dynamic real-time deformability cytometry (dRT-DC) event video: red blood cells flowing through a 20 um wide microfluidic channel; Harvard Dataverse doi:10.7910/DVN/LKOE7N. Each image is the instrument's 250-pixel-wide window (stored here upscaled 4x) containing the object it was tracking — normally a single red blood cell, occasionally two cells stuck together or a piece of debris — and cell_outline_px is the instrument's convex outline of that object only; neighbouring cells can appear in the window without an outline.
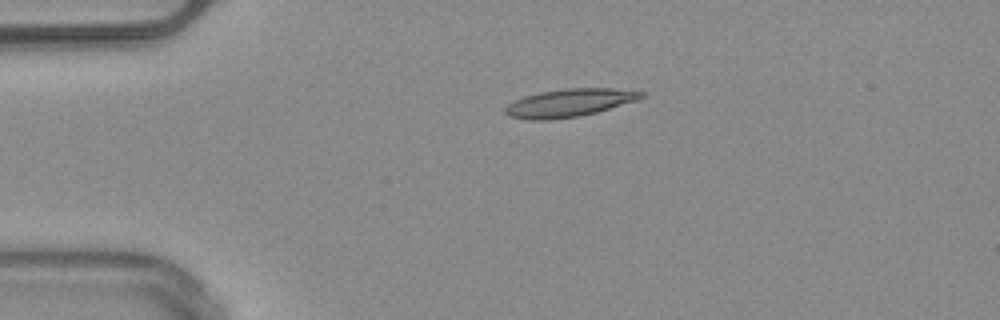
{"species": "common noctule bat (a hibernating species)", "species_latin": "Nyctalus noctula", "temperature_condition": "warm", "stored_images_in_passage": 3, "camera_frame_rate_fps": 3000, "um_per_image_px": 0.085, "animal": {"sex": "male", "body_mass_g": 20.4}, "frame": {"image": 1, "passage_image": 3, "time_ms": 2.667, "image_size_px": [1000, 320], "cell_outline_px": [[644, 96], [636, 100], [596, 112], [580, 116], [548, 120], [528, 120], [508, 116], [504, 112], [504, 108], [508, 104], [524, 96], [540, 92], [568, 88], [612, 88], [644, 92]], "centroid_in_image_um": [48.34, 8.75], "position_along_channel_um": 36.7, "area_um2": 21.96}}